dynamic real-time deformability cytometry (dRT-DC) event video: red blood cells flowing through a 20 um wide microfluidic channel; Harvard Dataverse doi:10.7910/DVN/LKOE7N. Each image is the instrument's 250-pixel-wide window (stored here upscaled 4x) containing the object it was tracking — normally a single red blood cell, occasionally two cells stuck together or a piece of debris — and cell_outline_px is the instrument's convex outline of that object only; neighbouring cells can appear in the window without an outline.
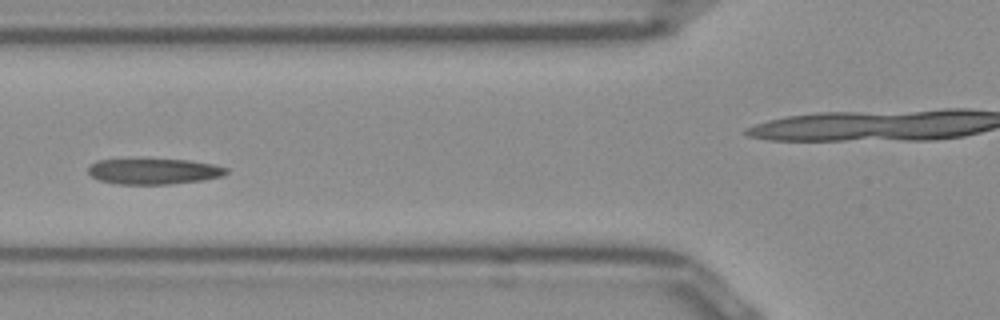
{"species": "Egyptian fruit bat (a non-hibernating species)", "species_latin": "Rousettus aegyptiacus", "temperature_condition": "room temperature", "stored_images_in_passage": 41, "camera_frame_rate_fps": 3000, "um_per_image_px": 0.085, "frame": {"image": 1, "passage_image": 7, "time_ms": 2.0, "image_size_px": [1000, 320], "cell_outline_px": [[228, 172], [220, 176], [204, 180], [168, 184], [116, 184], [100, 180], [92, 176], [88, 172], [88, 168], [96, 160], [188, 160], [212, 164], [228, 168]], "centroid_in_image_um": [13.08, 14.57], "position_along_channel_um": 112.7, "area_um2": 20.35}}
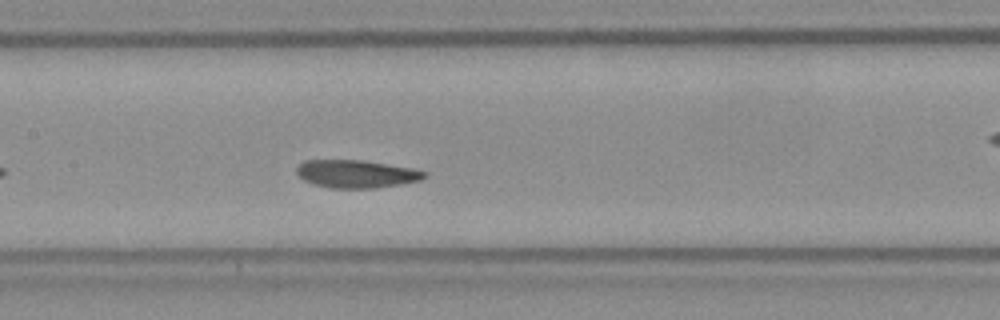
{"frame": {"image": 2, "passage_image": 12, "time_ms": 3.667, "image_size_px": [1000, 320], "cell_outline_px": [[424, 176], [420, 180], [400, 184], [376, 188], [332, 188], [312, 184], [304, 180], [296, 172], [296, 168], [304, 160], [360, 160], [408, 168], [424, 172]], "centroid_in_image_um": [30.19, 14.79], "position_along_channel_um": 177.2, "area_um2": 20.29}, "authors_computed_cell_mechanics": {"area_um2": 20.1144, "velocity_mm_per_s": 3.8516, "shape_relaxation_time_tau1_ms": null, "shape_relaxation_time_tau2_ms": 3.1478, "deformation_change_tau1": null, "deformation_change_tau2": 0.0668}}